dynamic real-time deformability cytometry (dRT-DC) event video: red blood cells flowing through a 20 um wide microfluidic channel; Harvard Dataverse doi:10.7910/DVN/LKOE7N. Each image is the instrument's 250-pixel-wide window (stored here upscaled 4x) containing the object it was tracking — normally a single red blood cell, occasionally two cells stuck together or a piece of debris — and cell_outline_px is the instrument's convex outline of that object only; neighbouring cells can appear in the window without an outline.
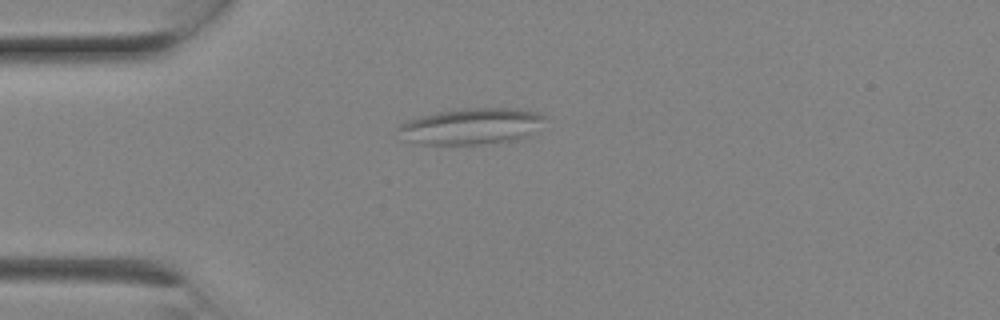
{"species": "Egyptian fruit bat (a non-hibernating species)", "species_latin": "Rousettus aegyptiacus", "temperature_condition": "room temperature", "stored_images_in_passage": 3, "camera_frame_rate_fps": 3000, "um_per_image_px": 0.085, "animal": {"sex": "female"}, "frame": {"image": 1, "passage_image": 1, "time_ms": 0.0, "image_size_px": [1000, 320], "cell_outline_px": [[544, 116], [520, 140], [480, 144], [420, 144], [404, 140], [396, 128], [400, 124], [408, 120], [420, 116], [436, 112], [464, 108], [512, 108], [536, 112]], "centroid_in_image_um": [39.92, 10.73], "position_along_channel_um": 45.1, "area_um2": 30.35}}